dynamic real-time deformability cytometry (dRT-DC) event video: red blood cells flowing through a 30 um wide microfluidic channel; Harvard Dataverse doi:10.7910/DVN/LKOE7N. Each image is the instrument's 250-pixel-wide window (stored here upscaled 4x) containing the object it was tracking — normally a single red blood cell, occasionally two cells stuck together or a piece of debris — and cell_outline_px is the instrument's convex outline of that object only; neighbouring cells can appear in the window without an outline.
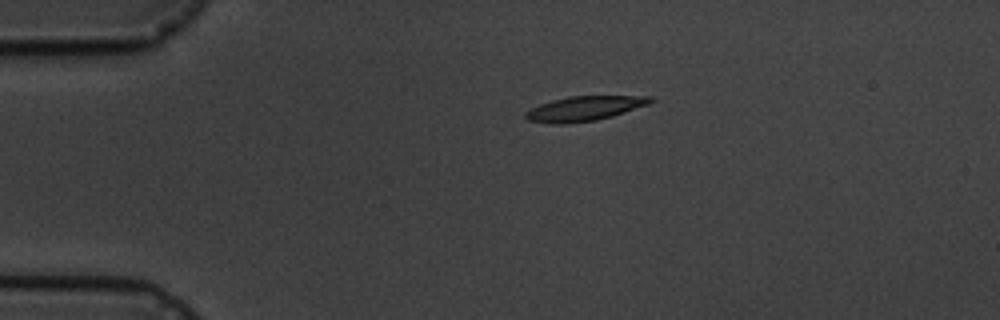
{"species": "common noctule bat (a hibernating species)", "species_latin": "Nyctalus noctula", "temperature_condition": "cold", "stored_images_in_passage": 3, "camera_frame_rate_fps": 3000, "um_per_image_px": 0.085, "animal": {"sex": "male", "body_mass_g": 19.5, "forearm_length_mm": 54.6}, "frame": {"image": 1, "passage_image": 1, "time_ms": 0.0, "image_size_px": [1000, 320], "cell_outline_px": [[656, 100], [648, 104], [612, 116], [596, 120], [560, 124], [552, 124], [528, 120], [524, 116], [524, 112], [540, 104], [552, 100], [568, 96], [652, 96]], "centroid_in_image_um": [49.66, 9.22], "position_along_channel_um": 35.3, "area_um2": 17.86}}
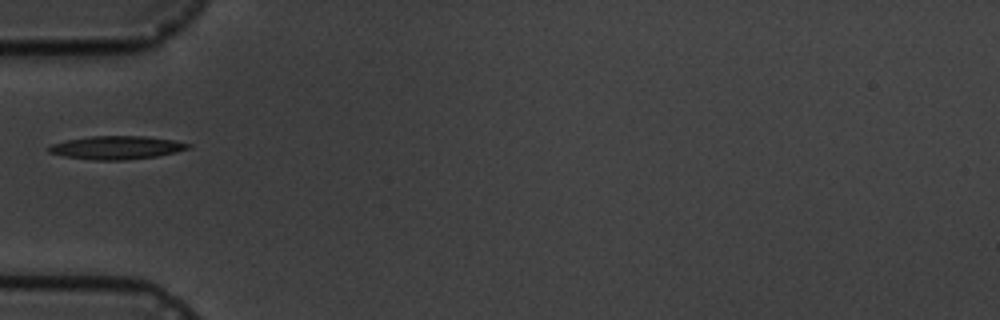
{"frame": {"image": 2, "passage_image": 3, "time_ms": 2.333, "image_size_px": [1000, 320], "cell_outline_px": [[192, 148], [176, 152], [156, 156], [124, 160], [96, 160], [64, 156], [48, 152], [48, 148], [52, 144], [68, 140], [92, 136], [144, 136], [176, 140], [192, 144]], "centroid_in_image_um": [9.98, 12.54], "position_along_channel_um": 75.0, "area_um2": 18.84}}